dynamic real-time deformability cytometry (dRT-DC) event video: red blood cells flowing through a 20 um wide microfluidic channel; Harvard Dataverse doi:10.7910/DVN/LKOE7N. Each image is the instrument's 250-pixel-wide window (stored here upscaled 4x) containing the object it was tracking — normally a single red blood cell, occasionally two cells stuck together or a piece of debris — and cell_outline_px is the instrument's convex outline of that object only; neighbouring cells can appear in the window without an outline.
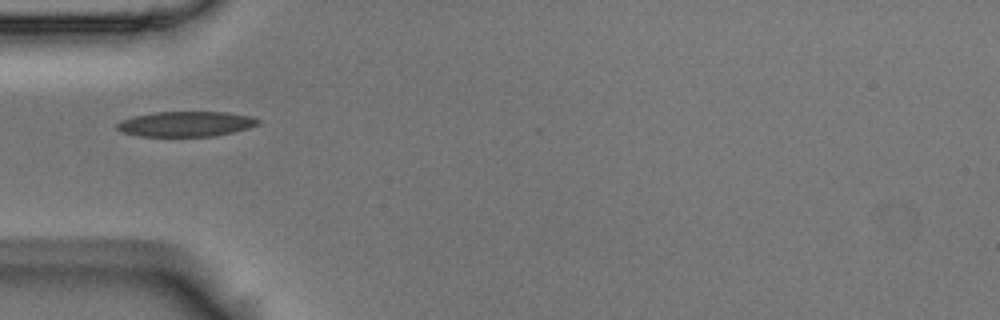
{"species": "Egyptian fruit bat (a non-hibernating species)", "species_latin": "Rousettus aegyptiacus", "temperature_condition": "room temperature", "stored_images_in_passage": 1, "camera_frame_rate_fps": 3000, "um_per_image_px": 0.085, "animal": {"sex": "male"}, "frame": {"image": 1, "passage_image": 1, "time_ms": 0.0, "image_size_px": [1000, 320], "cell_outline_px": [[260, 124], [248, 128], [232, 132], [212, 136], [140, 136], [124, 132], [116, 128], [116, 124], [120, 120], [132, 116], [152, 112], [228, 112], [252, 116], [260, 120]], "centroid_in_image_um": [15.8, 10.52], "position_along_channel_um": 69.2, "area_um2": 20.75}}